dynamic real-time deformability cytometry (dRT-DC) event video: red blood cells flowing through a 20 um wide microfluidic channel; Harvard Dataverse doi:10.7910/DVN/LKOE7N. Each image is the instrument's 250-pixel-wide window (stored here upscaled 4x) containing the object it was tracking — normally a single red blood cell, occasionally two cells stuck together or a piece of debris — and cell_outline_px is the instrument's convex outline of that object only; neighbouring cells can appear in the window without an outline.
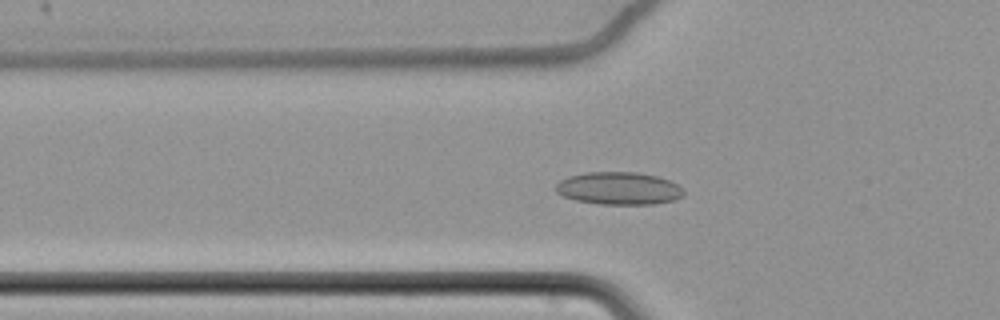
{"species": "common noctule bat (a hibernating species)", "species_latin": "Nyctalus noctula", "temperature_condition": "cold", "stored_images_in_passage": 47, "camera_frame_rate_fps": 3000, "um_per_image_px": 0.085, "animal": {"sex": "female", "body_mass_g": 22.7, "forearm_length_mm": 54.2}, "frame": {"image": 1, "passage_image": 8, "time_ms": 2.333, "image_size_px": [1000, 320], "cell_outline_px": [[684, 196], [672, 200], [656, 204], [600, 204], [576, 200], [564, 196], [556, 192], [556, 184], [560, 180], [568, 176], [588, 172], [636, 172], [656, 176], [668, 180], [684, 188]], "centroid_in_image_um": [52.61, 16.01], "position_along_channel_um": 73.2, "area_um2": 24.28}}
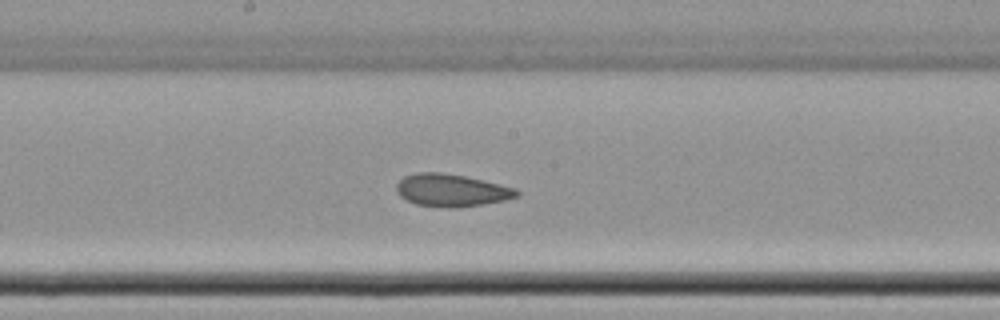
{"frame": {"image": 2, "passage_image": 20, "time_ms": 6.333, "image_size_px": [1000, 320], "cell_outline_px": [[520, 196], [504, 200], [456, 208], [416, 204], [400, 196], [396, 192], [396, 184], [404, 176], [420, 172], [440, 172], [464, 176], [484, 180], [516, 188], [520, 192]], "centroid_in_image_um": [38.39, 16.16], "position_along_channel_um": 209.8, "area_um2": 22.6}}
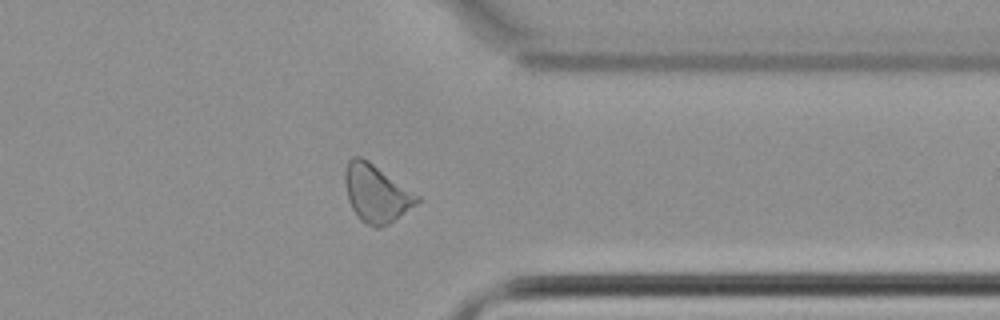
{"frame": {"image": 3, "passage_image": 35, "time_ms": 11.333, "image_size_px": [1000, 320], "cell_outline_px": [[420, 200], [416, 204], [388, 224], [380, 228], [372, 228], [360, 220], [356, 216], [348, 200], [344, 180], [344, 172], [348, 160], [352, 156], [360, 156], [368, 160], [420, 196]], "centroid_in_image_um": [31.95, 16.44], "position_along_channel_um": 379.5, "area_um2": 24.22}, "authors_computed_cell_mechanics": {"area_um2": 23.12, "velocity_mm_per_s": 3.4617, "shape_relaxation_time_tau1_ms": null, "shape_relaxation_time_tau2_ms": 1.9815, "deformation_change_tau1": null, "deformation_change_tau2": 0.0711}}